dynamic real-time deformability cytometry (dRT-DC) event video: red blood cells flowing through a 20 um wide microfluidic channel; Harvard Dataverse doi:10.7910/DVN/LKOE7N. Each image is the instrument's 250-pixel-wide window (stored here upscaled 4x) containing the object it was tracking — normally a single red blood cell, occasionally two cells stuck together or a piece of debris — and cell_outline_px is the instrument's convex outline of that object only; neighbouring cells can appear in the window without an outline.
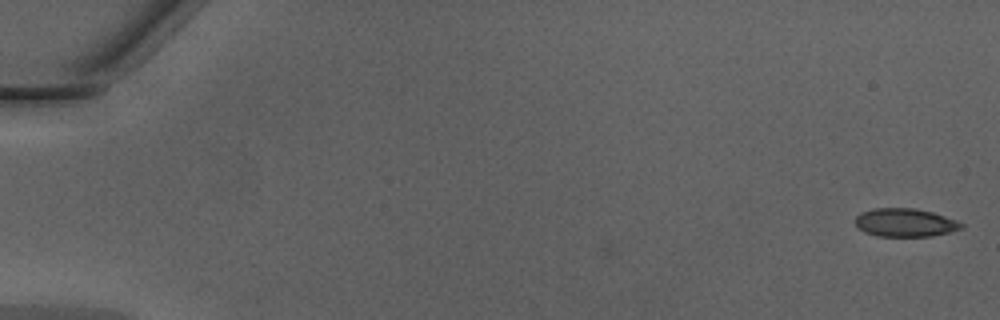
{"species": "Egyptian fruit bat (a non-hibernating species)", "species_latin": "Rousettus aegyptiacus", "temperature_condition": "warm", "stored_images_in_passage": 49, "camera_frame_rate_fps": 3000, "um_per_image_px": 0.085, "animal": {"sex": "male"}, "frame": {"image": 1, "passage_image": 1, "time_ms": 0.0, "image_size_px": [1000, 320], "cell_outline_px": [[964, 228], [932, 236], [876, 236], [864, 232], [856, 228], [852, 220], [860, 212], [872, 208], [916, 208], [932, 212], [956, 220], [964, 224]], "centroid_in_image_um": [76.86, 18.92], "position_along_channel_um": 8.1, "area_um2": 17.8}}
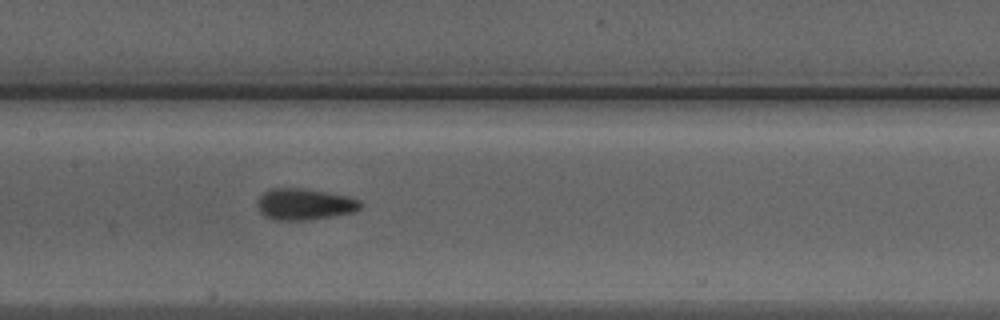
{"frame": {"image": 2, "passage_image": 25, "time_ms": 8.0, "image_size_px": [1000, 320], "cell_outline_px": [[364, 204], [360, 208], [352, 212], [308, 220], [272, 220], [264, 216], [260, 212], [256, 204], [256, 200], [264, 192], [272, 188], [300, 188], [328, 192], [348, 196], [360, 200]], "centroid_in_image_um": [25.85, 17.35], "position_along_channel_um": 181.5, "area_um2": 18.96}}
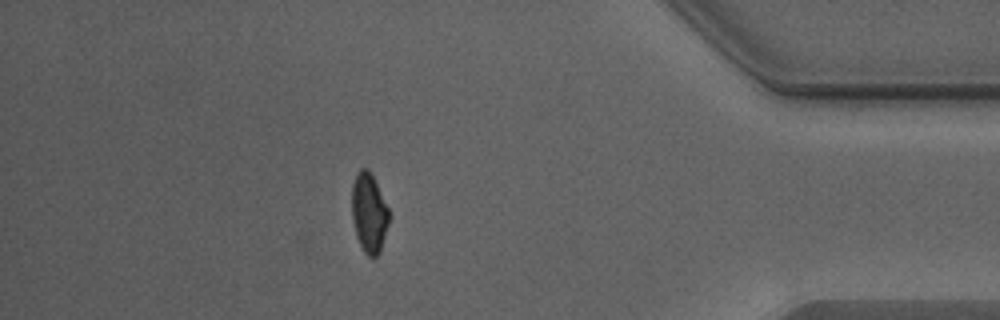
{"frame": {"image": 3, "passage_image": 43, "time_ms": 14.0, "image_size_px": [1000, 320], "cell_outline_px": [[388, 224], [380, 252], [372, 260], [364, 252], [356, 236], [352, 216], [352, 184], [356, 172], [360, 168], [368, 168], [388, 208]], "centroid_in_image_um": [31.34, 18.11], "position_along_channel_um": 403.9, "area_um2": 17.05}, "authors_computed_cell_mechanics": {"area_um2": 18.0336, "velocity_mm_per_s": 4.3313, "shape_relaxation_time_tau1_ms": 7.7429, "shape_relaxation_time_tau2_ms": 1.15, "deformation_change_tau1": 0.1717, "deformation_change_tau2": 0.0623}}